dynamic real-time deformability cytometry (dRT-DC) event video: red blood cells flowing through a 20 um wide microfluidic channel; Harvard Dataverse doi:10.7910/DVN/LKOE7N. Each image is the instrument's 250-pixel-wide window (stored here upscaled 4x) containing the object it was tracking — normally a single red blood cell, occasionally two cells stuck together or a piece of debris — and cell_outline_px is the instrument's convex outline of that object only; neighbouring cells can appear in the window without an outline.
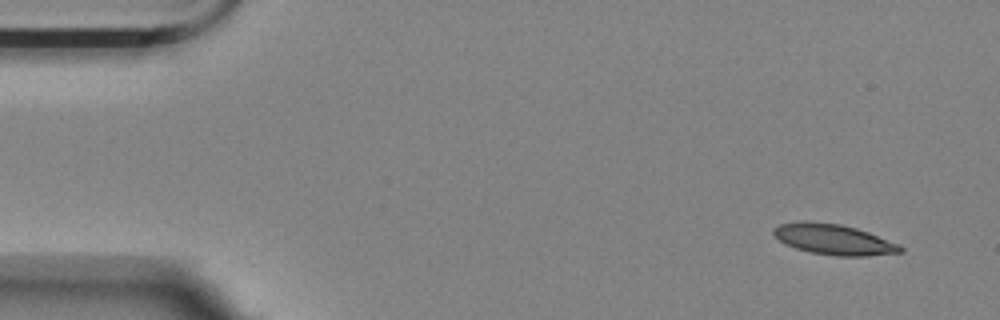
{"species": "Egyptian fruit bat (a non-hibernating species)", "species_latin": "Rousettus aegyptiacus", "temperature_condition": "room temperature", "stored_images_in_passage": 5, "camera_frame_rate_fps": 3000, "um_per_image_px": 0.085, "animal": {"sex": "female"}, "frame": {"image": 1, "passage_image": 1, "time_ms": 0.0, "image_size_px": [1000, 320], "cell_outline_px": [[904, 252], [868, 256], [836, 256], [812, 252], [796, 248], [784, 244], [772, 232], [772, 228], [780, 224], [804, 220], [840, 224], [856, 228], [868, 232], [900, 244], [904, 248]], "centroid_in_image_um": [70.88, 20.35], "position_along_channel_um": 14.1, "area_um2": 22.66}}
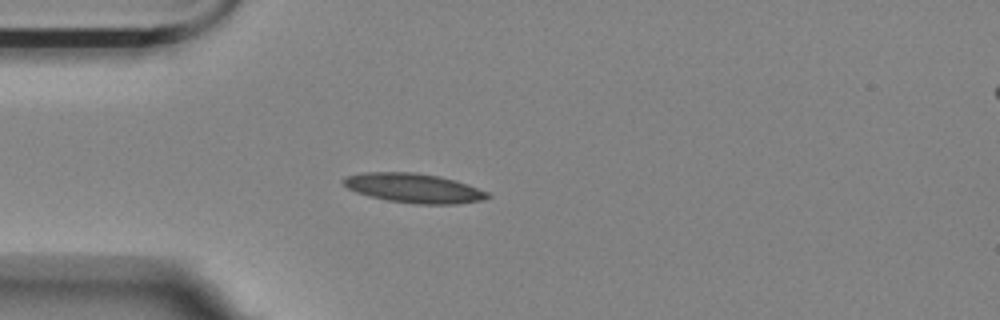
{"frame": {"image": 2, "passage_image": 4, "time_ms": 1.0, "image_size_px": [1000, 320], "cell_outline_px": [[492, 196], [480, 200], [456, 204], [416, 204], [388, 200], [368, 196], [356, 192], [348, 188], [340, 180], [344, 176], [364, 172], [416, 172], [440, 176], [456, 180], [468, 184], [488, 192]], "centroid_in_image_um": [35.15, 15.98], "position_along_channel_um": 49.8, "area_um2": 24.85}}